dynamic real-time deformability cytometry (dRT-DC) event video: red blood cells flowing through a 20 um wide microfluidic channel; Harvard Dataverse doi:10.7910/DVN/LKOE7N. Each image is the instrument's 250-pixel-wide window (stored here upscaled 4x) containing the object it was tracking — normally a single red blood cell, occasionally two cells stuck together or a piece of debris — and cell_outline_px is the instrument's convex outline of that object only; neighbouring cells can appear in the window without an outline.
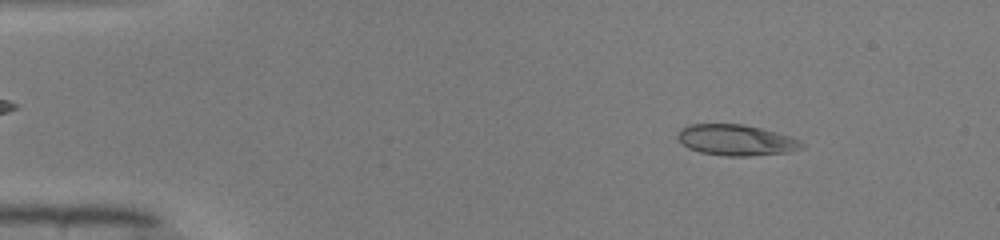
{"species": "common noctule bat (a hibernating species)", "species_latin": "Nyctalus noctula", "temperature_condition": "warm", "stored_images_in_passage": 49, "camera_frame_rate_fps": 3000, "um_per_image_px": 0.085, "animal": {"sex": "male", "body_mass_g": 19.0, "forearm_length_mm": 50.8}, "frame": {"image": 1, "passage_image": 6, "time_ms": 1.667, "image_size_px": [1000, 240], "cell_outline_px": [[804, 148], [788, 152], [748, 156], [728, 156], [700, 152], [688, 148], [676, 136], [680, 128], [688, 124], [744, 124], [760, 128], [788, 136], [800, 140], [804, 144]], "centroid_in_image_um": [62.55, 11.9], "position_along_channel_um": 22.4, "area_um2": 22.25}}
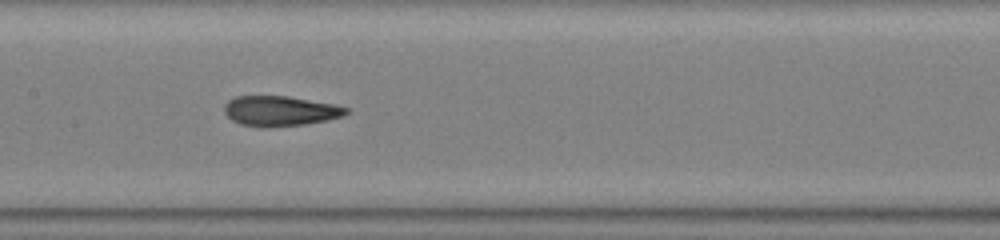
{"frame": {"image": 2, "passage_image": 24, "time_ms": 7.667, "image_size_px": [1000, 240], "cell_outline_px": [[348, 112], [344, 116], [328, 120], [304, 124], [268, 128], [260, 128], [240, 124], [232, 120], [224, 112], [224, 104], [228, 100], [236, 96], [288, 96], [332, 104], [348, 108]], "centroid_in_image_um": [23.78, 9.44], "position_along_channel_um": 183.6, "area_um2": 21.5}}
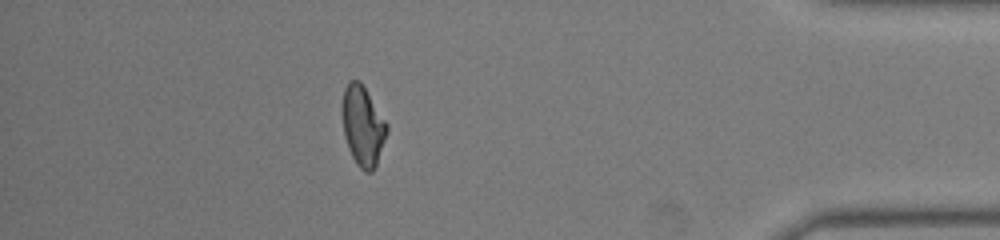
{"frame": {"image": 3, "passage_image": 43, "time_ms": 14.0, "image_size_px": [1000, 240], "cell_outline_px": [[388, 132], [376, 164], [372, 172], [364, 172], [356, 164], [348, 148], [344, 136], [344, 88], [348, 80], [360, 80], [388, 124]], "centroid_in_image_um": [30.87, 10.71], "position_along_channel_um": 404.3, "area_um2": 20.46}, "authors_computed_cell_mechanics": {"area_um2": 21.2704, "velocity_mm_per_s": 4.1217, "shape_relaxation_time_tau1_ms": null, "shape_relaxation_time_tau2_ms": 1.531, "deformation_change_tau1": null, "deformation_change_tau2": 0.0742}}